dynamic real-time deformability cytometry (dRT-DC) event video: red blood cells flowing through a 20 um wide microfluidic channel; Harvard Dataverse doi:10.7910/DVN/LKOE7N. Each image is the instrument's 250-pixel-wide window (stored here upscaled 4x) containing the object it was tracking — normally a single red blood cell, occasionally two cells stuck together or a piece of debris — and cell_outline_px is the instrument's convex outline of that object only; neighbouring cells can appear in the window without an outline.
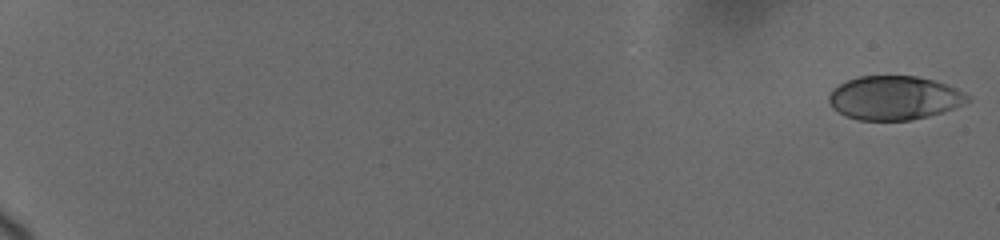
{"species": "human", "species_latin": "Homo sapiens", "temperature_condition": "cold", "stored_images_in_passage": 22, "camera_frame_rate_fps": 3000, "um_per_image_px": 0.085, "donor": {"sex": "female"}, "frame": {"image": 1, "passage_image": 1, "time_ms": 0.0, "image_size_px": [1000, 240], "cell_outline_px": [[972, 100], [964, 104], [928, 116], [912, 120], [860, 120], [844, 116], [832, 108], [828, 104], [828, 92], [832, 88], [848, 80], [860, 76], [916, 76], [948, 84], [972, 96]], "centroid_in_image_um": [75.99, 8.32], "position_along_channel_um": 9.0, "area_um2": 35.72}}
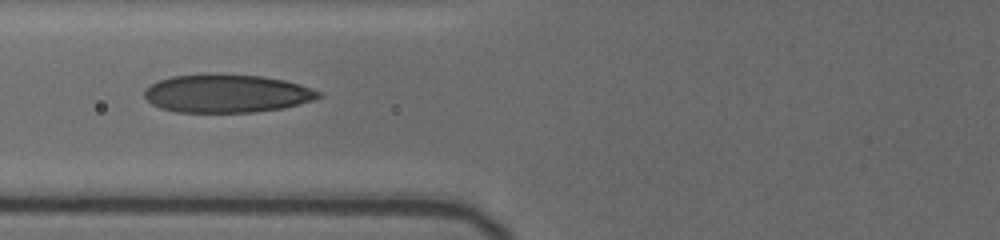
{"frame": {"image": 2, "passage_image": 13, "time_ms": 8.667, "image_size_px": [1000, 240], "cell_outline_px": [[324, 96], [312, 100], [280, 108], [252, 112], [176, 112], [160, 108], [152, 104], [144, 96], [144, 88], [160, 80], [172, 76], [208, 72], [260, 76], [284, 80], [300, 84], [312, 88], [320, 92]], "centroid_in_image_um": [19.23, 7.92], "position_along_channel_um": 106.6, "area_um2": 39.02}}
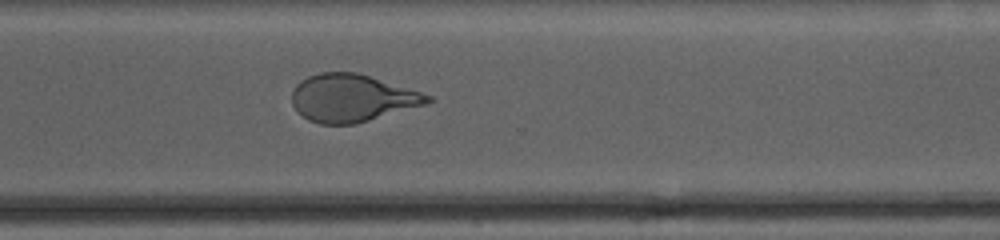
{"frame": {"image": 3, "passage_image": 22, "time_ms": 15.0, "image_size_px": [1000, 240], "cell_outline_px": [[436, 100], [428, 104], [356, 124], [320, 124], [308, 120], [292, 104], [292, 92], [296, 84], [300, 80], [308, 76], [320, 72], [356, 72], [420, 92], [432, 96]], "centroid_in_image_um": [29.93, 8.34], "position_along_channel_um": 340.7, "area_um2": 37.51}}